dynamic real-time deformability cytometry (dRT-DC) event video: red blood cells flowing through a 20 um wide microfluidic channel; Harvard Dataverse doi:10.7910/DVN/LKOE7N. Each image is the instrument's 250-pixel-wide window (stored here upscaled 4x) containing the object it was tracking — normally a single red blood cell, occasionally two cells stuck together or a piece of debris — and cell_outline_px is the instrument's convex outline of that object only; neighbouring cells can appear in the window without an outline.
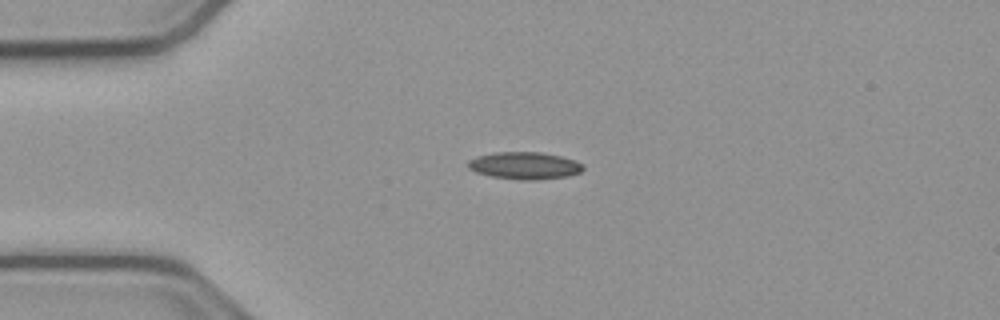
{"species": "common noctule bat (a hibernating species)", "species_latin": "Nyctalus noctula", "temperature_condition": "cold", "stored_images_in_passage": 42, "camera_frame_rate_fps": 3000, "um_per_image_px": 0.085, "animal": {"sex": "male", "body_mass_g": 23.1, "forearm_length_mm": 52.7}, "frame": {"image": 1, "passage_image": 1, "time_ms": 0.0, "image_size_px": [1000, 320], "cell_outline_px": [[584, 168], [580, 172], [568, 176], [540, 180], [520, 180], [492, 176], [476, 172], [468, 168], [468, 160], [480, 156], [496, 152], [540, 152], [560, 156], [572, 160], [580, 164]], "centroid_in_image_um": [44.58, 14.08], "position_along_channel_um": 40.4, "area_um2": 18.03}}
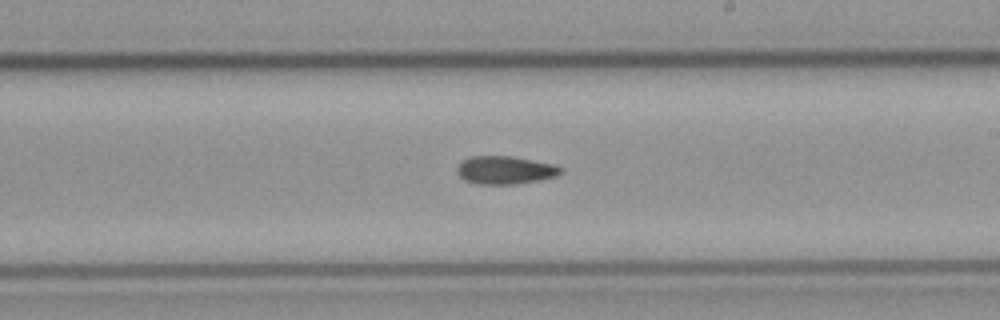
{"frame": {"image": 2, "passage_image": 19, "time_ms": 6.0, "image_size_px": [1000, 320], "cell_outline_px": [[560, 172], [556, 176], [536, 180], [512, 184], [476, 184], [464, 180], [456, 172], [456, 168], [464, 160], [472, 156], [512, 156], [556, 164], [560, 168]], "centroid_in_image_um": [42.9, 14.45], "position_along_channel_um": 246.1, "area_um2": 16.76}}
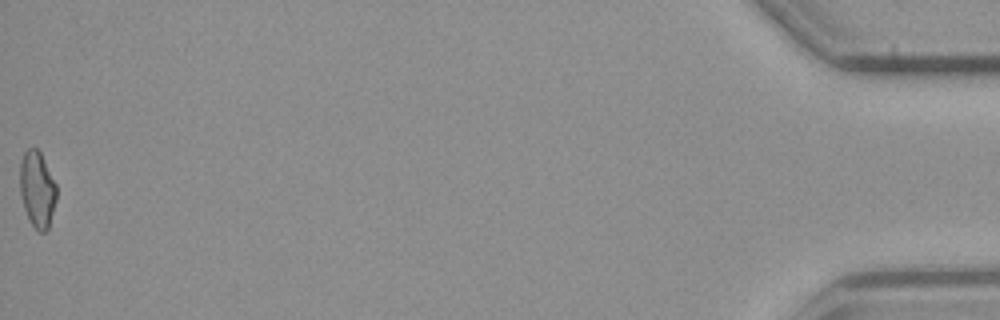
{"frame": {"image": 3, "passage_image": 42, "time_ms": 13.667, "image_size_px": [1000, 320], "cell_outline_px": [[56, 200], [48, 228], [44, 232], [40, 232], [32, 224], [24, 208], [20, 192], [20, 160], [24, 152], [28, 148], [36, 148], [40, 152], [56, 184]], "centroid_in_image_um": [3.15, 16.07], "position_along_channel_um": 432.0, "area_um2": 16.01}}